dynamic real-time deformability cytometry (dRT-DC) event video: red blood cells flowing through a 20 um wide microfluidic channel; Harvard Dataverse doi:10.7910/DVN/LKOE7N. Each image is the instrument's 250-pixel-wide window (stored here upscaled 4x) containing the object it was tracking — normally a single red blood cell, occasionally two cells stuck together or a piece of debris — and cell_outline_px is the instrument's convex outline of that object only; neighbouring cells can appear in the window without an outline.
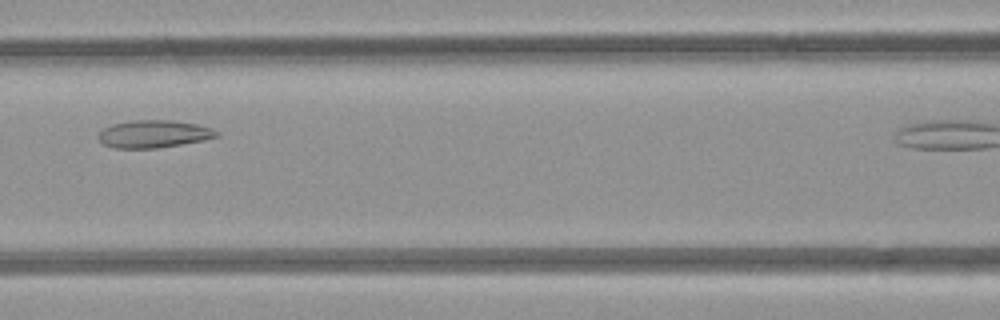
{"species": "common noctule bat (a hibernating species)", "species_latin": "Nyctalus noctula", "temperature_condition": "room temperature", "stored_images_in_passage": 6, "camera_frame_rate_fps": 3000, "um_per_image_px": 0.085, "animal": {"sex": "female", "body_mass_g": 21.9}, "frame": {"image": 1, "passage_image": 5, "time_ms": 4.667, "image_size_px": [1000, 320], "cell_outline_px": [[220, 136], [204, 140], [156, 148], [116, 148], [104, 144], [96, 136], [104, 128], [112, 124], [132, 120], [172, 120], [196, 124], [212, 128], [220, 132]], "centroid_in_image_um": [13.09, 11.38], "position_along_channel_um": 153.5, "area_um2": 18.96}}